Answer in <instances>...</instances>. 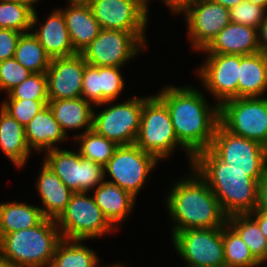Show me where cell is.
I'll return each instance as SVG.
<instances>
[{
  "label": "cell",
  "mask_w": 267,
  "mask_h": 267,
  "mask_svg": "<svg viewBox=\"0 0 267 267\" xmlns=\"http://www.w3.org/2000/svg\"><path fill=\"white\" fill-rule=\"evenodd\" d=\"M156 96L167 106L178 142L191 166L193 157L212 144L219 124V105H207L204 94L192 86L167 85Z\"/></svg>",
  "instance_id": "1"
},
{
  "label": "cell",
  "mask_w": 267,
  "mask_h": 267,
  "mask_svg": "<svg viewBox=\"0 0 267 267\" xmlns=\"http://www.w3.org/2000/svg\"><path fill=\"white\" fill-rule=\"evenodd\" d=\"M192 168L207 183L227 217L249 214L257 207L258 183L267 170H237L210 148L193 157Z\"/></svg>",
  "instance_id": "2"
},
{
  "label": "cell",
  "mask_w": 267,
  "mask_h": 267,
  "mask_svg": "<svg viewBox=\"0 0 267 267\" xmlns=\"http://www.w3.org/2000/svg\"><path fill=\"white\" fill-rule=\"evenodd\" d=\"M192 171L193 176L190 174L173 184L167 196V210L175 224L171 235L188 229L219 228L227 223L217 197L197 172Z\"/></svg>",
  "instance_id": "3"
},
{
  "label": "cell",
  "mask_w": 267,
  "mask_h": 267,
  "mask_svg": "<svg viewBox=\"0 0 267 267\" xmlns=\"http://www.w3.org/2000/svg\"><path fill=\"white\" fill-rule=\"evenodd\" d=\"M61 240L56 220L44 218L33 228L4 234L0 252L8 267H50Z\"/></svg>",
  "instance_id": "4"
},
{
  "label": "cell",
  "mask_w": 267,
  "mask_h": 267,
  "mask_svg": "<svg viewBox=\"0 0 267 267\" xmlns=\"http://www.w3.org/2000/svg\"><path fill=\"white\" fill-rule=\"evenodd\" d=\"M134 144L153 154L159 161L172 155L177 146L182 147L170 112L156 95L143 97L141 123Z\"/></svg>",
  "instance_id": "5"
},
{
  "label": "cell",
  "mask_w": 267,
  "mask_h": 267,
  "mask_svg": "<svg viewBox=\"0 0 267 267\" xmlns=\"http://www.w3.org/2000/svg\"><path fill=\"white\" fill-rule=\"evenodd\" d=\"M219 124L230 133L267 148V98H231L219 105Z\"/></svg>",
  "instance_id": "6"
},
{
  "label": "cell",
  "mask_w": 267,
  "mask_h": 267,
  "mask_svg": "<svg viewBox=\"0 0 267 267\" xmlns=\"http://www.w3.org/2000/svg\"><path fill=\"white\" fill-rule=\"evenodd\" d=\"M88 193L73 192L65 211L56 220L62 239L84 241L115 230Z\"/></svg>",
  "instance_id": "7"
},
{
  "label": "cell",
  "mask_w": 267,
  "mask_h": 267,
  "mask_svg": "<svg viewBox=\"0 0 267 267\" xmlns=\"http://www.w3.org/2000/svg\"><path fill=\"white\" fill-rule=\"evenodd\" d=\"M157 163L158 159L153 154L143 151L136 144L120 145L104 166V177L108 173L112 178L105 181L116 184L136 198Z\"/></svg>",
  "instance_id": "8"
},
{
  "label": "cell",
  "mask_w": 267,
  "mask_h": 267,
  "mask_svg": "<svg viewBox=\"0 0 267 267\" xmlns=\"http://www.w3.org/2000/svg\"><path fill=\"white\" fill-rule=\"evenodd\" d=\"M172 240L187 267H225L223 227L175 232Z\"/></svg>",
  "instance_id": "9"
},
{
  "label": "cell",
  "mask_w": 267,
  "mask_h": 267,
  "mask_svg": "<svg viewBox=\"0 0 267 267\" xmlns=\"http://www.w3.org/2000/svg\"><path fill=\"white\" fill-rule=\"evenodd\" d=\"M111 102L95 105L98 107L110 103L100 113L93 112L92 129L118 146L134 144L141 123L143 97L130 98L116 105H111Z\"/></svg>",
  "instance_id": "10"
},
{
  "label": "cell",
  "mask_w": 267,
  "mask_h": 267,
  "mask_svg": "<svg viewBox=\"0 0 267 267\" xmlns=\"http://www.w3.org/2000/svg\"><path fill=\"white\" fill-rule=\"evenodd\" d=\"M44 162L72 192H88L100 185L104 166L82 157L77 151L55 148L46 152Z\"/></svg>",
  "instance_id": "11"
},
{
  "label": "cell",
  "mask_w": 267,
  "mask_h": 267,
  "mask_svg": "<svg viewBox=\"0 0 267 267\" xmlns=\"http://www.w3.org/2000/svg\"><path fill=\"white\" fill-rule=\"evenodd\" d=\"M150 0H91L90 7L101 29L131 32L144 44Z\"/></svg>",
  "instance_id": "12"
},
{
  "label": "cell",
  "mask_w": 267,
  "mask_h": 267,
  "mask_svg": "<svg viewBox=\"0 0 267 267\" xmlns=\"http://www.w3.org/2000/svg\"><path fill=\"white\" fill-rule=\"evenodd\" d=\"M144 43L133 33L101 29L98 36L80 53L94 67H123L144 49Z\"/></svg>",
  "instance_id": "13"
},
{
  "label": "cell",
  "mask_w": 267,
  "mask_h": 267,
  "mask_svg": "<svg viewBox=\"0 0 267 267\" xmlns=\"http://www.w3.org/2000/svg\"><path fill=\"white\" fill-rule=\"evenodd\" d=\"M210 149L231 168L267 170V148L257 141L234 135L217 125Z\"/></svg>",
  "instance_id": "14"
},
{
  "label": "cell",
  "mask_w": 267,
  "mask_h": 267,
  "mask_svg": "<svg viewBox=\"0 0 267 267\" xmlns=\"http://www.w3.org/2000/svg\"><path fill=\"white\" fill-rule=\"evenodd\" d=\"M204 64L198 69L203 86L222 102L238 98L240 55L207 54Z\"/></svg>",
  "instance_id": "15"
},
{
  "label": "cell",
  "mask_w": 267,
  "mask_h": 267,
  "mask_svg": "<svg viewBox=\"0 0 267 267\" xmlns=\"http://www.w3.org/2000/svg\"><path fill=\"white\" fill-rule=\"evenodd\" d=\"M183 14L192 47L198 51L230 23L229 9L211 0H197Z\"/></svg>",
  "instance_id": "16"
},
{
  "label": "cell",
  "mask_w": 267,
  "mask_h": 267,
  "mask_svg": "<svg viewBox=\"0 0 267 267\" xmlns=\"http://www.w3.org/2000/svg\"><path fill=\"white\" fill-rule=\"evenodd\" d=\"M87 65L80 53L52 58L46 71L49 100L75 99L82 95L83 73Z\"/></svg>",
  "instance_id": "17"
},
{
  "label": "cell",
  "mask_w": 267,
  "mask_h": 267,
  "mask_svg": "<svg viewBox=\"0 0 267 267\" xmlns=\"http://www.w3.org/2000/svg\"><path fill=\"white\" fill-rule=\"evenodd\" d=\"M120 68L87 64L83 73L81 97L94 105L115 101L125 87Z\"/></svg>",
  "instance_id": "18"
},
{
  "label": "cell",
  "mask_w": 267,
  "mask_h": 267,
  "mask_svg": "<svg viewBox=\"0 0 267 267\" xmlns=\"http://www.w3.org/2000/svg\"><path fill=\"white\" fill-rule=\"evenodd\" d=\"M200 51L207 54L235 55L258 53V29L230 22Z\"/></svg>",
  "instance_id": "19"
},
{
  "label": "cell",
  "mask_w": 267,
  "mask_h": 267,
  "mask_svg": "<svg viewBox=\"0 0 267 267\" xmlns=\"http://www.w3.org/2000/svg\"><path fill=\"white\" fill-rule=\"evenodd\" d=\"M36 189L44 205L40 208L42 215L45 218L57 220L65 211L73 192L45 162L36 180Z\"/></svg>",
  "instance_id": "20"
},
{
  "label": "cell",
  "mask_w": 267,
  "mask_h": 267,
  "mask_svg": "<svg viewBox=\"0 0 267 267\" xmlns=\"http://www.w3.org/2000/svg\"><path fill=\"white\" fill-rule=\"evenodd\" d=\"M51 58L77 54L66 27L63 12L54 9L48 19L32 32Z\"/></svg>",
  "instance_id": "21"
},
{
  "label": "cell",
  "mask_w": 267,
  "mask_h": 267,
  "mask_svg": "<svg viewBox=\"0 0 267 267\" xmlns=\"http://www.w3.org/2000/svg\"><path fill=\"white\" fill-rule=\"evenodd\" d=\"M93 198L108 222L117 229L133 211L135 197L116 184L103 181L94 189Z\"/></svg>",
  "instance_id": "22"
},
{
  "label": "cell",
  "mask_w": 267,
  "mask_h": 267,
  "mask_svg": "<svg viewBox=\"0 0 267 267\" xmlns=\"http://www.w3.org/2000/svg\"><path fill=\"white\" fill-rule=\"evenodd\" d=\"M25 137L30 150L37 152L53 150L67 138L48 104L27 124Z\"/></svg>",
  "instance_id": "23"
},
{
  "label": "cell",
  "mask_w": 267,
  "mask_h": 267,
  "mask_svg": "<svg viewBox=\"0 0 267 267\" xmlns=\"http://www.w3.org/2000/svg\"><path fill=\"white\" fill-rule=\"evenodd\" d=\"M48 106L66 136L69 130H79L85 127L82 132H86L93 128L94 108L92 103L83 97L49 100Z\"/></svg>",
  "instance_id": "24"
},
{
  "label": "cell",
  "mask_w": 267,
  "mask_h": 267,
  "mask_svg": "<svg viewBox=\"0 0 267 267\" xmlns=\"http://www.w3.org/2000/svg\"><path fill=\"white\" fill-rule=\"evenodd\" d=\"M74 49L81 53L99 34L101 27L90 5H69L61 10Z\"/></svg>",
  "instance_id": "25"
},
{
  "label": "cell",
  "mask_w": 267,
  "mask_h": 267,
  "mask_svg": "<svg viewBox=\"0 0 267 267\" xmlns=\"http://www.w3.org/2000/svg\"><path fill=\"white\" fill-rule=\"evenodd\" d=\"M267 92V54L240 55L238 98L262 97Z\"/></svg>",
  "instance_id": "26"
},
{
  "label": "cell",
  "mask_w": 267,
  "mask_h": 267,
  "mask_svg": "<svg viewBox=\"0 0 267 267\" xmlns=\"http://www.w3.org/2000/svg\"><path fill=\"white\" fill-rule=\"evenodd\" d=\"M0 148L17 168L25 166L31 150L25 127L0 107Z\"/></svg>",
  "instance_id": "27"
},
{
  "label": "cell",
  "mask_w": 267,
  "mask_h": 267,
  "mask_svg": "<svg viewBox=\"0 0 267 267\" xmlns=\"http://www.w3.org/2000/svg\"><path fill=\"white\" fill-rule=\"evenodd\" d=\"M45 217L38 206L27 203H0V238L4 234L33 228Z\"/></svg>",
  "instance_id": "28"
},
{
  "label": "cell",
  "mask_w": 267,
  "mask_h": 267,
  "mask_svg": "<svg viewBox=\"0 0 267 267\" xmlns=\"http://www.w3.org/2000/svg\"><path fill=\"white\" fill-rule=\"evenodd\" d=\"M81 242L83 241L62 239L56 247L50 267H99L97 254ZM118 264L119 262L109 267Z\"/></svg>",
  "instance_id": "29"
},
{
  "label": "cell",
  "mask_w": 267,
  "mask_h": 267,
  "mask_svg": "<svg viewBox=\"0 0 267 267\" xmlns=\"http://www.w3.org/2000/svg\"><path fill=\"white\" fill-rule=\"evenodd\" d=\"M227 224L249 247L253 257L263 264L267 261V239L258 223L249 214H236L227 217Z\"/></svg>",
  "instance_id": "30"
},
{
  "label": "cell",
  "mask_w": 267,
  "mask_h": 267,
  "mask_svg": "<svg viewBox=\"0 0 267 267\" xmlns=\"http://www.w3.org/2000/svg\"><path fill=\"white\" fill-rule=\"evenodd\" d=\"M14 58L32 73H46L52 59L32 32L21 34Z\"/></svg>",
  "instance_id": "31"
},
{
  "label": "cell",
  "mask_w": 267,
  "mask_h": 267,
  "mask_svg": "<svg viewBox=\"0 0 267 267\" xmlns=\"http://www.w3.org/2000/svg\"><path fill=\"white\" fill-rule=\"evenodd\" d=\"M74 136L76 142L80 144L79 154L103 166L111 159L118 147L114 141L103 137L93 129Z\"/></svg>",
  "instance_id": "32"
},
{
  "label": "cell",
  "mask_w": 267,
  "mask_h": 267,
  "mask_svg": "<svg viewBox=\"0 0 267 267\" xmlns=\"http://www.w3.org/2000/svg\"><path fill=\"white\" fill-rule=\"evenodd\" d=\"M37 15L27 5L12 0H0V28L27 33L38 24Z\"/></svg>",
  "instance_id": "33"
},
{
  "label": "cell",
  "mask_w": 267,
  "mask_h": 267,
  "mask_svg": "<svg viewBox=\"0 0 267 267\" xmlns=\"http://www.w3.org/2000/svg\"><path fill=\"white\" fill-rule=\"evenodd\" d=\"M225 267H258L261 265L251 254L249 247L226 223L223 226Z\"/></svg>",
  "instance_id": "34"
},
{
  "label": "cell",
  "mask_w": 267,
  "mask_h": 267,
  "mask_svg": "<svg viewBox=\"0 0 267 267\" xmlns=\"http://www.w3.org/2000/svg\"><path fill=\"white\" fill-rule=\"evenodd\" d=\"M49 100L6 99L1 108L24 127L42 110Z\"/></svg>",
  "instance_id": "35"
},
{
  "label": "cell",
  "mask_w": 267,
  "mask_h": 267,
  "mask_svg": "<svg viewBox=\"0 0 267 267\" xmlns=\"http://www.w3.org/2000/svg\"><path fill=\"white\" fill-rule=\"evenodd\" d=\"M7 94V99L49 100L46 74L31 73L27 79Z\"/></svg>",
  "instance_id": "36"
},
{
  "label": "cell",
  "mask_w": 267,
  "mask_h": 267,
  "mask_svg": "<svg viewBox=\"0 0 267 267\" xmlns=\"http://www.w3.org/2000/svg\"><path fill=\"white\" fill-rule=\"evenodd\" d=\"M230 22L259 29L267 16V9L249 1H242L229 9Z\"/></svg>",
  "instance_id": "37"
},
{
  "label": "cell",
  "mask_w": 267,
  "mask_h": 267,
  "mask_svg": "<svg viewBox=\"0 0 267 267\" xmlns=\"http://www.w3.org/2000/svg\"><path fill=\"white\" fill-rule=\"evenodd\" d=\"M31 73L14 57L0 61V90L8 93L27 79Z\"/></svg>",
  "instance_id": "38"
},
{
  "label": "cell",
  "mask_w": 267,
  "mask_h": 267,
  "mask_svg": "<svg viewBox=\"0 0 267 267\" xmlns=\"http://www.w3.org/2000/svg\"><path fill=\"white\" fill-rule=\"evenodd\" d=\"M21 32L0 28V61L12 58Z\"/></svg>",
  "instance_id": "39"
},
{
  "label": "cell",
  "mask_w": 267,
  "mask_h": 267,
  "mask_svg": "<svg viewBox=\"0 0 267 267\" xmlns=\"http://www.w3.org/2000/svg\"><path fill=\"white\" fill-rule=\"evenodd\" d=\"M256 211L267 213V174L258 183Z\"/></svg>",
  "instance_id": "40"
},
{
  "label": "cell",
  "mask_w": 267,
  "mask_h": 267,
  "mask_svg": "<svg viewBox=\"0 0 267 267\" xmlns=\"http://www.w3.org/2000/svg\"><path fill=\"white\" fill-rule=\"evenodd\" d=\"M196 1L197 0H162L174 14H180V12L184 13Z\"/></svg>",
  "instance_id": "41"
},
{
  "label": "cell",
  "mask_w": 267,
  "mask_h": 267,
  "mask_svg": "<svg viewBox=\"0 0 267 267\" xmlns=\"http://www.w3.org/2000/svg\"><path fill=\"white\" fill-rule=\"evenodd\" d=\"M259 52L267 54V16L258 29Z\"/></svg>",
  "instance_id": "42"
},
{
  "label": "cell",
  "mask_w": 267,
  "mask_h": 267,
  "mask_svg": "<svg viewBox=\"0 0 267 267\" xmlns=\"http://www.w3.org/2000/svg\"><path fill=\"white\" fill-rule=\"evenodd\" d=\"M249 215L258 223L261 232L267 239V213L254 210Z\"/></svg>",
  "instance_id": "43"
},
{
  "label": "cell",
  "mask_w": 267,
  "mask_h": 267,
  "mask_svg": "<svg viewBox=\"0 0 267 267\" xmlns=\"http://www.w3.org/2000/svg\"><path fill=\"white\" fill-rule=\"evenodd\" d=\"M211 1L220 4L224 6L225 8L230 9L244 0H211Z\"/></svg>",
  "instance_id": "44"
},
{
  "label": "cell",
  "mask_w": 267,
  "mask_h": 267,
  "mask_svg": "<svg viewBox=\"0 0 267 267\" xmlns=\"http://www.w3.org/2000/svg\"><path fill=\"white\" fill-rule=\"evenodd\" d=\"M12 1L27 5L35 12L36 9L34 8V3H36L38 0H12Z\"/></svg>",
  "instance_id": "45"
},
{
  "label": "cell",
  "mask_w": 267,
  "mask_h": 267,
  "mask_svg": "<svg viewBox=\"0 0 267 267\" xmlns=\"http://www.w3.org/2000/svg\"><path fill=\"white\" fill-rule=\"evenodd\" d=\"M69 5H90L91 0H68Z\"/></svg>",
  "instance_id": "46"
},
{
  "label": "cell",
  "mask_w": 267,
  "mask_h": 267,
  "mask_svg": "<svg viewBox=\"0 0 267 267\" xmlns=\"http://www.w3.org/2000/svg\"><path fill=\"white\" fill-rule=\"evenodd\" d=\"M267 9V0H246Z\"/></svg>",
  "instance_id": "47"
},
{
  "label": "cell",
  "mask_w": 267,
  "mask_h": 267,
  "mask_svg": "<svg viewBox=\"0 0 267 267\" xmlns=\"http://www.w3.org/2000/svg\"><path fill=\"white\" fill-rule=\"evenodd\" d=\"M0 267H8L6 261L1 255V252H0Z\"/></svg>",
  "instance_id": "48"
},
{
  "label": "cell",
  "mask_w": 267,
  "mask_h": 267,
  "mask_svg": "<svg viewBox=\"0 0 267 267\" xmlns=\"http://www.w3.org/2000/svg\"><path fill=\"white\" fill-rule=\"evenodd\" d=\"M116 267H126V266H123V265H121V264H118Z\"/></svg>",
  "instance_id": "49"
}]
</instances>
